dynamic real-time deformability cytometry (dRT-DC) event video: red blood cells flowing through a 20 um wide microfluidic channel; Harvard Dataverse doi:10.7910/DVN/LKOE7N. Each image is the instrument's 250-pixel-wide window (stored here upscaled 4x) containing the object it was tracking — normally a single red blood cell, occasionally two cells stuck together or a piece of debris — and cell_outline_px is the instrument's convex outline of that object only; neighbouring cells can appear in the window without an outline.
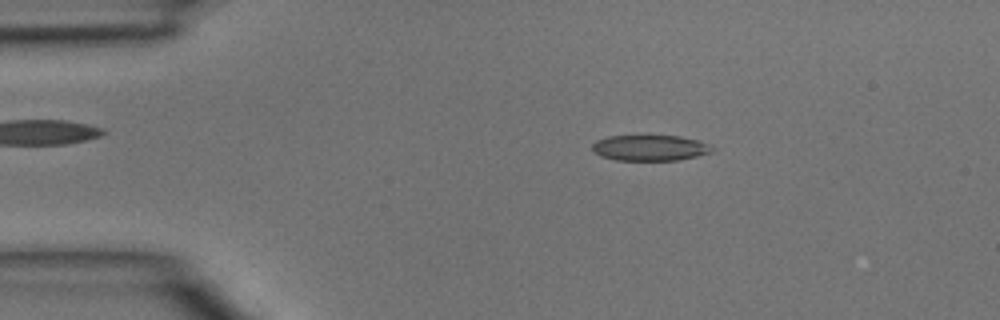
{"species": "common noctule bat (a hibernating species)", "species_latin": "Nyctalus noctula", "temperature_condition": "room temperature", "stored_images_in_passage": 44, "camera_frame_rate_fps": 3000, "um_per_image_px": 0.085, "animal": {"sex": "male", "body_mass_g": 15.6}, "frame": {"image": 1, "passage_image": 7, "time_ms": 2.0, "image_size_px": [1000, 320], "cell_outline_px": [[716, 148], [712, 152], [696, 156], [676, 160], [616, 160], [600, 156], [592, 152], [592, 144], [596, 140], [608, 136], [636, 132], [644, 132], [680, 136], [700, 140], [712, 144]], "centroid_in_image_um": [55.23, 12.5], "position_along_channel_um": 29.8, "area_um2": 19.36}}
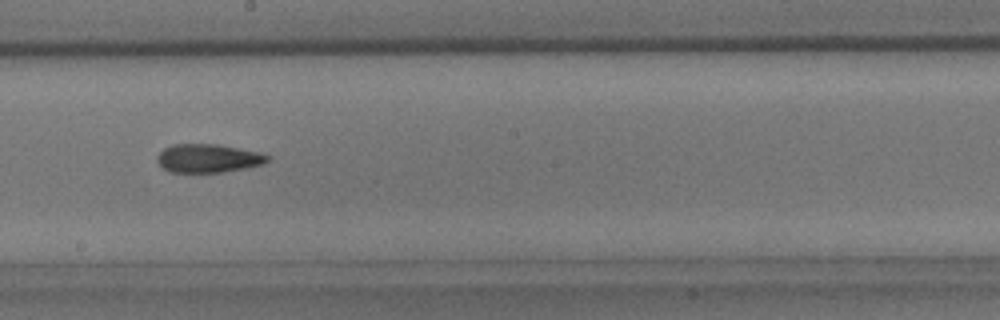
{"frame": {"image": 2, "passage_image": 24, "time_ms": 7.667, "image_size_px": [1000, 320], "cell_outline_px": [[272, 160], [264, 164], [248, 168], [224, 172], [168, 172], [156, 160], [156, 156], [164, 148], [172, 144], [216, 144], [260, 152], [272, 156]], "centroid_in_image_um": [17.75, 13.46], "position_along_channel_um": 230.5, "area_um2": 18.61}}
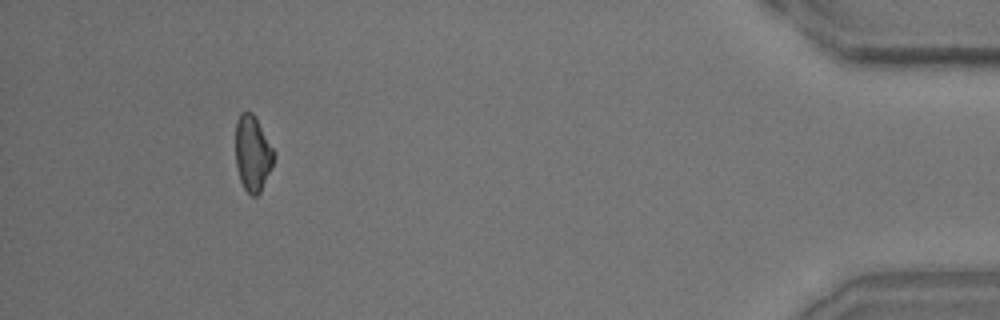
{"frame": {"image": 3, "passage_image": 41, "time_ms": 13.333, "image_size_px": [1000, 320], "cell_outline_px": [[276, 156], [260, 192], [256, 196], [252, 196], [244, 188], [240, 180], [236, 168], [236, 120], [240, 112], [252, 112], [276, 152]], "centroid_in_image_um": [21.47, 13.03], "position_along_channel_um": 413.7, "area_um2": 16.88}}